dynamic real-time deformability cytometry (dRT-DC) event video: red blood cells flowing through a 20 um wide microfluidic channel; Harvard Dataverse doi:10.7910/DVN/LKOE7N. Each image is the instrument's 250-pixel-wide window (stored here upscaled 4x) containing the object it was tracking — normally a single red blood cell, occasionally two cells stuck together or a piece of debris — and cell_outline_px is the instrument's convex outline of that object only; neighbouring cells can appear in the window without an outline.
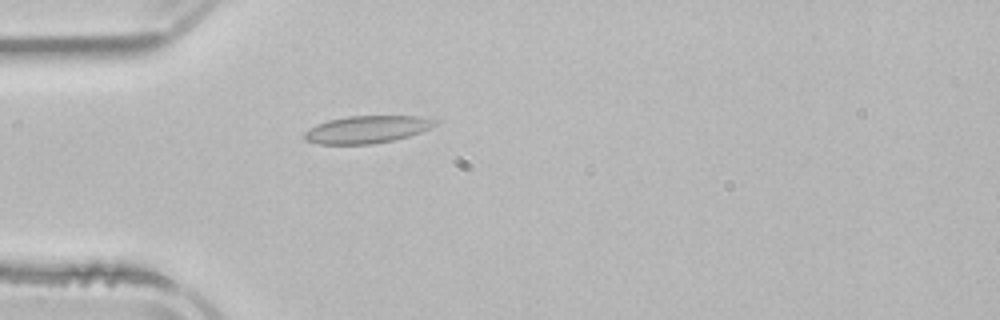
{"species": "common noctule bat (a hibernating species)", "species_latin": "Nyctalus noctula", "temperature_condition": "room temperature", "stored_images_in_passage": 3, "camera_frame_rate_fps": 3000, "um_per_image_px": 0.085, "animal": {"sex": "male", "body_mass_g": 21.5, "forearm_length_mm": 52.0}, "frame": {"image": 1, "passage_image": 3, "time_ms": 3.0, "image_size_px": [1000, 320], "cell_outline_px": [[440, 120], [432, 128], [408, 136], [392, 140], [368, 144], [320, 144], [304, 140], [304, 132], [316, 124], [328, 120], [348, 116], [420, 116]], "centroid_in_image_um": [31.2, 10.99], "position_along_channel_um": 53.8, "area_um2": 20.87}}